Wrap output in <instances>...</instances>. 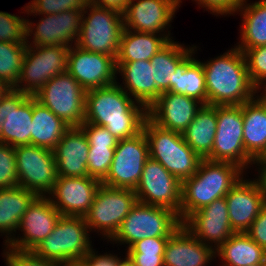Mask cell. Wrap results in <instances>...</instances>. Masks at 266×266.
<instances>
[{"instance_id":"cell-1","label":"cell","mask_w":266,"mask_h":266,"mask_svg":"<svg viewBox=\"0 0 266 266\" xmlns=\"http://www.w3.org/2000/svg\"><path fill=\"white\" fill-rule=\"evenodd\" d=\"M85 119L105 127L117 140L128 139L143 131L148 109L132 99L119 85L86 91Z\"/></svg>"},{"instance_id":"cell-2","label":"cell","mask_w":266,"mask_h":266,"mask_svg":"<svg viewBox=\"0 0 266 266\" xmlns=\"http://www.w3.org/2000/svg\"><path fill=\"white\" fill-rule=\"evenodd\" d=\"M233 47L219 56L201 61L207 105H242L257 96V88L249 77L244 53L235 45Z\"/></svg>"},{"instance_id":"cell-3","label":"cell","mask_w":266,"mask_h":266,"mask_svg":"<svg viewBox=\"0 0 266 266\" xmlns=\"http://www.w3.org/2000/svg\"><path fill=\"white\" fill-rule=\"evenodd\" d=\"M245 173L238 165L230 162L202 159L197 172L182 182L178 215L181 222L214 200L225 197Z\"/></svg>"},{"instance_id":"cell-4","label":"cell","mask_w":266,"mask_h":266,"mask_svg":"<svg viewBox=\"0 0 266 266\" xmlns=\"http://www.w3.org/2000/svg\"><path fill=\"white\" fill-rule=\"evenodd\" d=\"M143 131L150 158L161 163L181 183L197 172L202 158L184 141L182 133L164 129L149 117L145 119Z\"/></svg>"},{"instance_id":"cell-5","label":"cell","mask_w":266,"mask_h":266,"mask_svg":"<svg viewBox=\"0 0 266 266\" xmlns=\"http://www.w3.org/2000/svg\"><path fill=\"white\" fill-rule=\"evenodd\" d=\"M83 216H61L53 231L31 251L58 264L77 263L94 247Z\"/></svg>"},{"instance_id":"cell-6","label":"cell","mask_w":266,"mask_h":266,"mask_svg":"<svg viewBox=\"0 0 266 266\" xmlns=\"http://www.w3.org/2000/svg\"><path fill=\"white\" fill-rule=\"evenodd\" d=\"M182 222L178 214L168 208L137 202L109 241L127 250L135 242L152 237H170ZM127 244V245H126Z\"/></svg>"},{"instance_id":"cell-7","label":"cell","mask_w":266,"mask_h":266,"mask_svg":"<svg viewBox=\"0 0 266 266\" xmlns=\"http://www.w3.org/2000/svg\"><path fill=\"white\" fill-rule=\"evenodd\" d=\"M123 30V14L89 3L82 12L76 45L87 51L109 55L116 60Z\"/></svg>"},{"instance_id":"cell-8","label":"cell","mask_w":266,"mask_h":266,"mask_svg":"<svg viewBox=\"0 0 266 266\" xmlns=\"http://www.w3.org/2000/svg\"><path fill=\"white\" fill-rule=\"evenodd\" d=\"M138 202L134 190L101 184L84 219L91 233L97 232L107 244L122 221ZM104 238V239H103Z\"/></svg>"},{"instance_id":"cell-9","label":"cell","mask_w":266,"mask_h":266,"mask_svg":"<svg viewBox=\"0 0 266 266\" xmlns=\"http://www.w3.org/2000/svg\"><path fill=\"white\" fill-rule=\"evenodd\" d=\"M216 116L213 148L206 159L236 164L246 173L249 171L246 169L257 167L243 144L242 105L216 106Z\"/></svg>"},{"instance_id":"cell-10","label":"cell","mask_w":266,"mask_h":266,"mask_svg":"<svg viewBox=\"0 0 266 266\" xmlns=\"http://www.w3.org/2000/svg\"><path fill=\"white\" fill-rule=\"evenodd\" d=\"M34 97L69 127L83 124L86 91L67 71L49 80Z\"/></svg>"},{"instance_id":"cell-11","label":"cell","mask_w":266,"mask_h":266,"mask_svg":"<svg viewBox=\"0 0 266 266\" xmlns=\"http://www.w3.org/2000/svg\"><path fill=\"white\" fill-rule=\"evenodd\" d=\"M69 47L28 46L20 78L14 88L29 96L36 93L53 77L67 71Z\"/></svg>"},{"instance_id":"cell-12","label":"cell","mask_w":266,"mask_h":266,"mask_svg":"<svg viewBox=\"0 0 266 266\" xmlns=\"http://www.w3.org/2000/svg\"><path fill=\"white\" fill-rule=\"evenodd\" d=\"M14 150L18 185L37 196H47L58 178L53 150L32 144Z\"/></svg>"},{"instance_id":"cell-13","label":"cell","mask_w":266,"mask_h":266,"mask_svg":"<svg viewBox=\"0 0 266 266\" xmlns=\"http://www.w3.org/2000/svg\"><path fill=\"white\" fill-rule=\"evenodd\" d=\"M149 158V144L144 131L132 138L118 140L110 170L101 183L135 190Z\"/></svg>"},{"instance_id":"cell-14","label":"cell","mask_w":266,"mask_h":266,"mask_svg":"<svg viewBox=\"0 0 266 266\" xmlns=\"http://www.w3.org/2000/svg\"><path fill=\"white\" fill-rule=\"evenodd\" d=\"M82 12L69 10L58 14H43L41 17L36 15L40 18L38 22L27 18L26 45L70 47L76 44L80 35Z\"/></svg>"},{"instance_id":"cell-15","label":"cell","mask_w":266,"mask_h":266,"mask_svg":"<svg viewBox=\"0 0 266 266\" xmlns=\"http://www.w3.org/2000/svg\"><path fill=\"white\" fill-rule=\"evenodd\" d=\"M139 203L168 208L180 214L182 183L161 163L149 158L134 190Z\"/></svg>"},{"instance_id":"cell-16","label":"cell","mask_w":266,"mask_h":266,"mask_svg":"<svg viewBox=\"0 0 266 266\" xmlns=\"http://www.w3.org/2000/svg\"><path fill=\"white\" fill-rule=\"evenodd\" d=\"M181 3L182 0H130L123 14L124 28L173 40L169 29Z\"/></svg>"},{"instance_id":"cell-17","label":"cell","mask_w":266,"mask_h":266,"mask_svg":"<svg viewBox=\"0 0 266 266\" xmlns=\"http://www.w3.org/2000/svg\"><path fill=\"white\" fill-rule=\"evenodd\" d=\"M243 175L227 193L225 199L231 227L235 233H246L259 212L266 206V193L262 180Z\"/></svg>"},{"instance_id":"cell-18","label":"cell","mask_w":266,"mask_h":266,"mask_svg":"<svg viewBox=\"0 0 266 266\" xmlns=\"http://www.w3.org/2000/svg\"><path fill=\"white\" fill-rule=\"evenodd\" d=\"M67 72L85 91L117 82L116 60L113 57L84 50L76 44L69 47Z\"/></svg>"},{"instance_id":"cell-19","label":"cell","mask_w":266,"mask_h":266,"mask_svg":"<svg viewBox=\"0 0 266 266\" xmlns=\"http://www.w3.org/2000/svg\"><path fill=\"white\" fill-rule=\"evenodd\" d=\"M60 217V212L47 196H37L22 216L16 232L19 234L5 246L17 251H32L53 231Z\"/></svg>"},{"instance_id":"cell-20","label":"cell","mask_w":266,"mask_h":266,"mask_svg":"<svg viewBox=\"0 0 266 266\" xmlns=\"http://www.w3.org/2000/svg\"><path fill=\"white\" fill-rule=\"evenodd\" d=\"M182 226L215 251L235 233L231 227L225 197L216 199L190 214L182 222Z\"/></svg>"},{"instance_id":"cell-21","label":"cell","mask_w":266,"mask_h":266,"mask_svg":"<svg viewBox=\"0 0 266 266\" xmlns=\"http://www.w3.org/2000/svg\"><path fill=\"white\" fill-rule=\"evenodd\" d=\"M0 102L5 120L0 142L12 147L31 144L33 96L11 89Z\"/></svg>"},{"instance_id":"cell-22","label":"cell","mask_w":266,"mask_h":266,"mask_svg":"<svg viewBox=\"0 0 266 266\" xmlns=\"http://www.w3.org/2000/svg\"><path fill=\"white\" fill-rule=\"evenodd\" d=\"M102 183L90 176L58 177L47 195L61 216H85Z\"/></svg>"},{"instance_id":"cell-23","label":"cell","mask_w":266,"mask_h":266,"mask_svg":"<svg viewBox=\"0 0 266 266\" xmlns=\"http://www.w3.org/2000/svg\"><path fill=\"white\" fill-rule=\"evenodd\" d=\"M203 105L195 98L166 91L149 107L148 117L164 129L183 133Z\"/></svg>"},{"instance_id":"cell-24","label":"cell","mask_w":266,"mask_h":266,"mask_svg":"<svg viewBox=\"0 0 266 266\" xmlns=\"http://www.w3.org/2000/svg\"><path fill=\"white\" fill-rule=\"evenodd\" d=\"M213 260L215 250L182 225L168 238L163 254L164 266H210Z\"/></svg>"},{"instance_id":"cell-25","label":"cell","mask_w":266,"mask_h":266,"mask_svg":"<svg viewBox=\"0 0 266 266\" xmlns=\"http://www.w3.org/2000/svg\"><path fill=\"white\" fill-rule=\"evenodd\" d=\"M118 85L136 102L147 109L159 98L162 92L154 81L153 66L150 60L116 62ZM122 82L120 84L119 80Z\"/></svg>"},{"instance_id":"cell-26","label":"cell","mask_w":266,"mask_h":266,"mask_svg":"<svg viewBox=\"0 0 266 266\" xmlns=\"http://www.w3.org/2000/svg\"><path fill=\"white\" fill-rule=\"evenodd\" d=\"M89 142L80 127H70L53 149L58 177L89 176Z\"/></svg>"},{"instance_id":"cell-27","label":"cell","mask_w":266,"mask_h":266,"mask_svg":"<svg viewBox=\"0 0 266 266\" xmlns=\"http://www.w3.org/2000/svg\"><path fill=\"white\" fill-rule=\"evenodd\" d=\"M243 144L258 163L266 155V102L258 96L242 104Z\"/></svg>"},{"instance_id":"cell-28","label":"cell","mask_w":266,"mask_h":266,"mask_svg":"<svg viewBox=\"0 0 266 266\" xmlns=\"http://www.w3.org/2000/svg\"><path fill=\"white\" fill-rule=\"evenodd\" d=\"M37 195L23 187L0 189V237L6 245L18 230L23 214Z\"/></svg>"},{"instance_id":"cell-29","label":"cell","mask_w":266,"mask_h":266,"mask_svg":"<svg viewBox=\"0 0 266 266\" xmlns=\"http://www.w3.org/2000/svg\"><path fill=\"white\" fill-rule=\"evenodd\" d=\"M245 0L235 11L240 15L239 42L234 44L240 51L266 45V0L248 3Z\"/></svg>"},{"instance_id":"cell-30","label":"cell","mask_w":266,"mask_h":266,"mask_svg":"<svg viewBox=\"0 0 266 266\" xmlns=\"http://www.w3.org/2000/svg\"><path fill=\"white\" fill-rule=\"evenodd\" d=\"M198 47L194 49L177 65L174 77V86L169 92L178 93L195 98L207 105V91L205 74L198 54Z\"/></svg>"},{"instance_id":"cell-31","label":"cell","mask_w":266,"mask_h":266,"mask_svg":"<svg viewBox=\"0 0 266 266\" xmlns=\"http://www.w3.org/2000/svg\"><path fill=\"white\" fill-rule=\"evenodd\" d=\"M219 266H252L265 261L266 251L247 233H233L216 251Z\"/></svg>"},{"instance_id":"cell-32","label":"cell","mask_w":266,"mask_h":266,"mask_svg":"<svg viewBox=\"0 0 266 266\" xmlns=\"http://www.w3.org/2000/svg\"><path fill=\"white\" fill-rule=\"evenodd\" d=\"M216 129V106L203 105L182 136L195 153L206 159L211 154Z\"/></svg>"},{"instance_id":"cell-33","label":"cell","mask_w":266,"mask_h":266,"mask_svg":"<svg viewBox=\"0 0 266 266\" xmlns=\"http://www.w3.org/2000/svg\"><path fill=\"white\" fill-rule=\"evenodd\" d=\"M169 41L164 35L137 32L124 28L116 62L150 60Z\"/></svg>"},{"instance_id":"cell-34","label":"cell","mask_w":266,"mask_h":266,"mask_svg":"<svg viewBox=\"0 0 266 266\" xmlns=\"http://www.w3.org/2000/svg\"><path fill=\"white\" fill-rule=\"evenodd\" d=\"M70 127L33 96L31 144L53 150Z\"/></svg>"},{"instance_id":"cell-35","label":"cell","mask_w":266,"mask_h":266,"mask_svg":"<svg viewBox=\"0 0 266 266\" xmlns=\"http://www.w3.org/2000/svg\"><path fill=\"white\" fill-rule=\"evenodd\" d=\"M194 49V45L170 40L151 59L154 81L161 92L169 91L174 86L177 65Z\"/></svg>"},{"instance_id":"cell-36","label":"cell","mask_w":266,"mask_h":266,"mask_svg":"<svg viewBox=\"0 0 266 266\" xmlns=\"http://www.w3.org/2000/svg\"><path fill=\"white\" fill-rule=\"evenodd\" d=\"M26 44L0 41V79L12 89L20 78Z\"/></svg>"},{"instance_id":"cell-37","label":"cell","mask_w":266,"mask_h":266,"mask_svg":"<svg viewBox=\"0 0 266 266\" xmlns=\"http://www.w3.org/2000/svg\"><path fill=\"white\" fill-rule=\"evenodd\" d=\"M88 4L89 0H30L21 13L28 14L25 18H29V15L36 17L35 15L58 14L69 10L83 11Z\"/></svg>"},{"instance_id":"cell-38","label":"cell","mask_w":266,"mask_h":266,"mask_svg":"<svg viewBox=\"0 0 266 266\" xmlns=\"http://www.w3.org/2000/svg\"><path fill=\"white\" fill-rule=\"evenodd\" d=\"M116 146H90L88 152V175L102 182L111 167Z\"/></svg>"},{"instance_id":"cell-39","label":"cell","mask_w":266,"mask_h":266,"mask_svg":"<svg viewBox=\"0 0 266 266\" xmlns=\"http://www.w3.org/2000/svg\"><path fill=\"white\" fill-rule=\"evenodd\" d=\"M0 11V41L26 44V18Z\"/></svg>"},{"instance_id":"cell-40","label":"cell","mask_w":266,"mask_h":266,"mask_svg":"<svg viewBox=\"0 0 266 266\" xmlns=\"http://www.w3.org/2000/svg\"><path fill=\"white\" fill-rule=\"evenodd\" d=\"M243 53L251 82L258 88L266 81V45L245 49Z\"/></svg>"},{"instance_id":"cell-41","label":"cell","mask_w":266,"mask_h":266,"mask_svg":"<svg viewBox=\"0 0 266 266\" xmlns=\"http://www.w3.org/2000/svg\"><path fill=\"white\" fill-rule=\"evenodd\" d=\"M18 185L14 147L0 142V189Z\"/></svg>"},{"instance_id":"cell-42","label":"cell","mask_w":266,"mask_h":266,"mask_svg":"<svg viewBox=\"0 0 266 266\" xmlns=\"http://www.w3.org/2000/svg\"><path fill=\"white\" fill-rule=\"evenodd\" d=\"M2 257L6 266H60V264L36 256L31 251H17L8 246L3 245Z\"/></svg>"},{"instance_id":"cell-43","label":"cell","mask_w":266,"mask_h":266,"mask_svg":"<svg viewBox=\"0 0 266 266\" xmlns=\"http://www.w3.org/2000/svg\"><path fill=\"white\" fill-rule=\"evenodd\" d=\"M169 237H152L135 242L124 250L128 255H163Z\"/></svg>"},{"instance_id":"cell-44","label":"cell","mask_w":266,"mask_h":266,"mask_svg":"<svg viewBox=\"0 0 266 266\" xmlns=\"http://www.w3.org/2000/svg\"><path fill=\"white\" fill-rule=\"evenodd\" d=\"M204 10L210 12L214 16H234L236 9L245 1V0H192Z\"/></svg>"},{"instance_id":"cell-45","label":"cell","mask_w":266,"mask_h":266,"mask_svg":"<svg viewBox=\"0 0 266 266\" xmlns=\"http://www.w3.org/2000/svg\"><path fill=\"white\" fill-rule=\"evenodd\" d=\"M80 128L84 131L89 146H117L115 138L105 127L97 126L92 123H83Z\"/></svg>"},{"instance_id":"cell-46","label":"cell","mask_w":266,"mask_h":266,"mask_svg":"<svg viewBox=\"0 0 266 266\" xmlns=\"http://www.w3.org/2000/svg\"><path fill=\"white\" fill-rule=\"evenodd\" d=\"M95 248H92L80 261L82 266H117L118 254L104 252L99 253ZM116 254V255H115Z\"/></svg>"},{"instance_id":"cell-47","label":"cell","mask_w":266,"mask_h":266,"mask_svg":"<svg viewBox=\"0 0 266 266\" xmlns=\"http://www.w3.org/2000/svg\"><path fill=\"white\" fill-rule=\"evenodd\" d=\"M246 233L266 251V206L259 212Z\"/></svg>"},{"instance_id":"cell-48","label":"cell","mask_w":266,"mask_h":266,"mask_svg":"<svg viewBox=\"0 0 266 266\" xmlns=\"http://www.w3.org/2000/svg\"><path fill=\"white\" fill-rule=\"evenodd\" d=\"M130 0H89L94 6L115 10L121 14H124Z\"/></svg>"},{"instance_id":"cell-49","label":"cell","mask_w":266,"mask_h":266,"mask_svg":"<svg viewBox=\"0 0 266 266\" xmlns=\"http://www.w3.org/2000/svg\"><path fill=\"white\" fill-rule=\"evenodd\" d=\"M136 266H164L163 255H129Z\"/></svg>"},{"instance_id":"cell-50","label":"cell","mask_w":266,"mask_h":266,"mask_svg":"<svg viewBox=\"0 0 266 266\" xmlns=\"http://www.w3.org/2000/svg\"><path fill=\"white\" fill-rule=\"evenodd\" d=\"M124 258L118 256L117 266H136L130 256L125 252Z\"/></svg>"},{"instance_id":"cell-51","label":"cell","mask_w":266,"mask_h":266,"mask_svg":"<svg viewBox=\"0 0 266 266\" xmlns=\"http://www.w3.org/2000/svg\"><path fill=\"white\" fill-rule=\"evenodd\" d=\"M256 166L258 167H256L254 171H257V175L262 180L266 193V165H256Z\"/></svg>"},{"instance_id":"cell-52","label":"cell","mask_w":266,"mask_h":266,"mask_svg":"<svg viewBox=\"0 0 266 266\" xmlns=\"http://www.w3.org/2000/svg\"><path fill=\"white\" fill-rule=\"evenodd\" d=\"M263 90V91H262ZM257 96L264 102H266V81L263 82L258 88H257Z\"/></svg>"},{"instance_id":"cell-53","label":"cell","mask_w":266,"mask_h":266,"mask_svg":"<svg viewBox=\"0 0 266 266\" xmlns=\"http://www.w3.org/2000/svg\"><path fill=\"white\" fill-rule=\"evenodd\" d=\"M12 88L0 79V101Z\"/></svg>"},{"instance_id":"cell-54","label":"cell","mask_w":266,"mask_h":266,"mask_svg":"<svg viewBox=\"0 0 266 266\" xmlns=\"http://www.w3.org/2000/svg\"><path fill=\"white\" fill-rule=\"evenodd\" d=\"M5 122V120H2V115H1V102H0V135L3 129V123Z\"/></svg>"},{"instance_id":"cell-55","label":"cell","mask_w":266,"mask_h":266,"mask_svg":"<svg viewBox=\"0 0 266 266\" xmlns=\"http://www.w3.org/2000/svg\"><path fill=\"white\" fill-rule=\"evenodd\" d=\"M60 266H82V264L80 262H77V263L60 264Z\"/></svg>"},{"instance_id":"cell-56","label":"cell","mask_w":266,"mask_h":266,"mask_svg":"<svg viewBox=\"0 0 266 266\" xmlns=\"http://www.w3.org/2000/svg\"><path fill=\"white\" fill-rule=\"evenodd\" d=\"M256 165H266V155Z\"/></svg>"},{"instance_id":"cell-57","label":"cell","mask_w":266,"mask_h":266,"mask_svg":"<svg viewBox=\"0 0 266 266\" xmlns=\"http://www.w3.org/2000/svg\"><path fill=\"white\" fill-rule=\"evenodd\" d=\"M252 266H265V262H263L261 264L252 265Z\"/></svg>"}]
</instances>
